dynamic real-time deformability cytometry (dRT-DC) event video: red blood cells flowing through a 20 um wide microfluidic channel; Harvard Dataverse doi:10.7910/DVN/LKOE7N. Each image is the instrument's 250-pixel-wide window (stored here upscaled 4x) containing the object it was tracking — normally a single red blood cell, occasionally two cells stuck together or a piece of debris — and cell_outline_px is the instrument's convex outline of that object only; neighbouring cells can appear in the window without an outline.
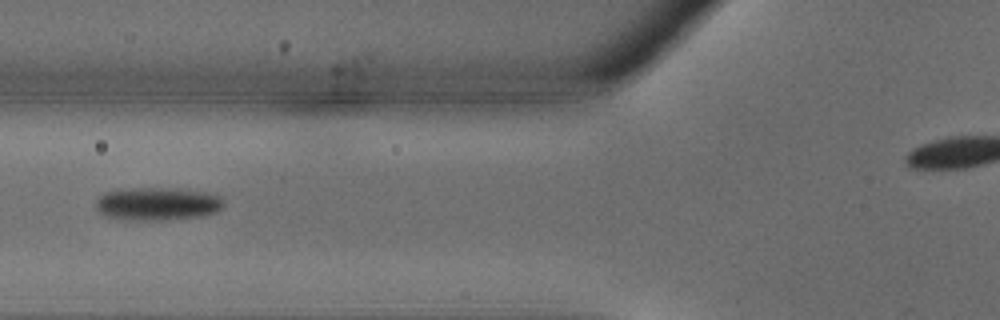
{"species": "common noctule bat (a hibernating species)", "species_latin": "Nyctalus noctula", "temperature_condition": "warm", "stored_images_in_passage": 32, "camera_frame_rate_fps": 3000, "um_per_image_px": 0.085, "animal": {"sex": "male", "body_mass_g": 18.8}, "frame": {"image": 1, "passage_image": 14, "time_ms": 4.333, "image_size_px": [1000, 320], "cell_outline_px": [[224, 204], [216, 212], [200, 216], [156, 220], [124, 220], [104, 216], [96, 208], [96, 200], [104, 192], [140, 188], [164, 188], [208, 192], [220, 196], [224, 200]], "centroid_in_image_um": [13.37, 17.33], "position_along_channel_um": 112.4, "area_um2": 24.39}}
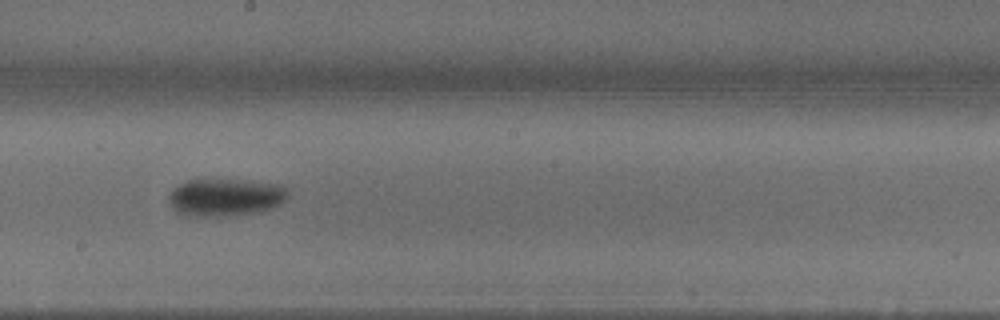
{"frame": {"image": 2, "passage_image": 20, "time_ms": 6.333, "image_size_px": [1000, 320], "cell_outline_px": [[288, 196], [280, 204], [256, 212], [224, 216], [188, 216], [176, 212], [172, 208], [168, 200], [168, 192], [172, 188], [196, 176], [244, 180], [284, 184], [288, 188]], "centroid_in_image_um": [19.1, 16.71], "position_along_channel_um": 229.1, "area_um2": 27.05}}
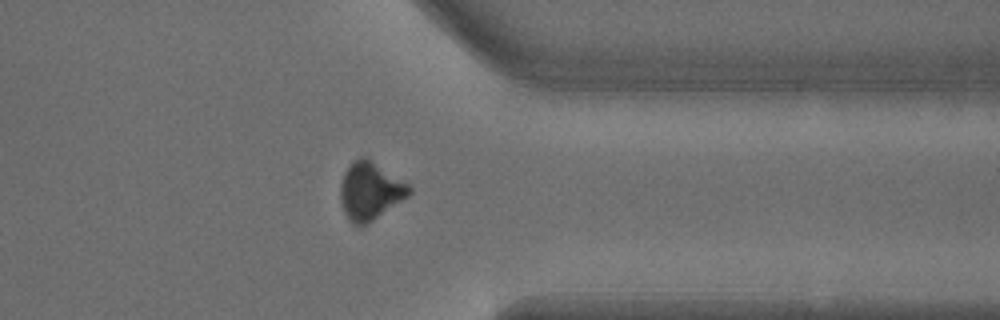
{"frame": {"image": 3, "passage_image": 28, "time_ms": 9.0, "image_size_px": [1000, 320], "cell_outline_px": [[412, 192], [408, 196], [372, 220], [364, 224], [352, 224], [348, 220], [344, 212], [340, 200], [340, 184], [344, 172], [352, 160], [360, 156], [364, 156], [408, 184], [412, 188]], "centroid_in_image_um": [31.42, 16.21], "position_along_channel_um": 380.0, "area_um2": 22.77}}